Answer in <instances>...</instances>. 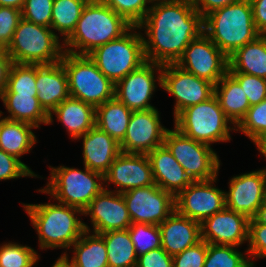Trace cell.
Masks as SVG:
<instances>
[{
	"label": "cell",
	"instance_id": "obj_28",
	"mask_svg": "<svg viewBox=\"0 0 266 267\" xmlns=\"http://www.w3.org/2000/svg\"><path fill=\"white\" fill-rule=\"evenodd\" d=\"M0 98L11 116L10 120L25 122L39 127V123L49 124V115L40 105L37 95L1 93Z\"/></svg>",
	"mask_w": 266,
	"mask_h": 267
},
{
	"label": "cell",
	"instance_id": "obj_53",
	"mask_svg": "<svg viewBox=\"0 0 266 267\" xmlns=\"http://www.w3.org/2000/svg\"><path fill=\"white\" fill-rule=\"evenodd\" d=\"M259 151L266 157V139L263 140L258 146ZM266 171V169H265Z\"/></svg>",
	"mask_w": 266,
	"mask_h": 267
},
{
	"label": "cell",
	"instance_id": "obj_32",
	"mask_svg": "<svg viewBox=\"0 0 266 267\" xmlns=\"http://www.w3.org/2000/svg\"><path fill=\"white\" fill-rule=\"evenodd\" d=\"M107 248L109 267H136L138 256L128 229L100 234Z\"/></svg>",
	"mask_w": 266,
	"mask_h": 267
},
{
	"label": "cell",
	"instance_id": "obj_40",
	"mask_svg": "<svg viewBox=\"0 0 266 267\" xmlns=\"http://www.w3.org/2000/svg\"><path fill=\"white\" fill-rule=\"evenodd\" d=\"M54 0H25L21 10L22 19L51 27V17Z\"/></svg>",
	"mask_w": 266,
	"mask_h": 267
},
{
	"label": "cell",
	"instance_id": "obj_43",
	"mask_svg": "<svg viewBox=\"0 0 266 267\" xmlns=\"http://www.w3.org/2000/svg\"><path fill=\"white\" fill-rule=\"evenodd\" d=\"M206 253L207 243L201 240L196 245L172 256L173 267H204Z\"/></svg>",
	"mask_w": 266,
	"mask_h": 267
},
{
	"label": "cell",
	"instance_id": "obj_55",
	"mask_svg": "<svg viewBox=\"0 0 266 267\" xmlns=\"http://www.w3.org/2000/svg\"><path fill=\"white\" fill-rule=\"evenodd\" d=\"M87 3H90V2H100L102 0H85Z\"/></svg>",
	"mask_w": 266,
	"mask_h": 267
},
{
	"label": "cell",
	"instance_id": "obj_50",
	"mask_svg": "<svg viewBox=\"0 0 266 267\" xmlns=\"http://www.w3.org/2000/svg\"><path fill=\"white\" fill-rule=\"evenodd\" d=\"M253 219L259 224L266 225V199L263 201L256 214L253 216Z\"/></svg>",
	"mask_w": 266,
	"mask_h": 267
},
{
	"label": "cell",
	"instance_id": "obj_26",
	"mask_svg": "<svg viewBox=\"0 0 266 267\" xmlns=\"http://www.w3.org/2000/svg\"><path fill=\"white\" fill-rule=\"evenodd\" d=\"M228 72L250 74L266 79V35H259L228 57Z\"/></svg>",
	"mask_w": 266,
	"mask_h": 267
},
{
	"label": "cell",
	"instance_id": "obj_35",
	"mask_svg": "<svg viewBox=\"0 0 266 267\" xmlns=\"http://www.w3.org/2000/svg\"><path fill=\"white\" fill-rule=\"evenodd\" d=\"M233 245H213L207 243L204 267H253V262L245 258Z\"/></svg>",
	"mask_w": 266,
	"mask_h": 267
},
{
	"label": "cell",
	"instance_id": "obj_41",
	"mask_svg": "<svg viewBox=\"0 0 266 267\" xmlns=\"http://www.w3.org/2000/svg\"><path fill=\"white\" fill-rule=\"evenodd\" d=\"M243 88L250 106L266 99V79L239 72H228Z\"/></svg>",
	"mask_w": 266,
	"mask_h": 267
},
{
	"label": "cell",
	"instance_id": "obj_29",
	"mask_svg": "<svg viewBox=\"0 0 266 267\" xmlns=\"http://www.w3.org/2000/svg\"><path fill=\"white\" fill-rule=\"evenodd\" d=\"M132 112L114 97L96 107L95 125L108 133L118 143H121L126 134Z\"/></svg>",
	"mask_w": 266,
	"mask_h": 267
},
{
	"label": "cell",
	"instance_id": "obj_8",
	"mask_svg": "<svg viewBox=\"0 0 266 267\" xmlns=\"http://www.w3.org/2000/svg\"><path fill=\"white\" fill-rule=\"evenodd\" d=\"M136 28L137 26H132L120 38L103 44L88 54L98 69L114 84L147 61L142 35L128 33Z\"/></svg>",
	"mask_w": 266,
	"mask_h": 267
},
{
	"label": "cell",
	"instance_id": "obj_18",
	"mask_svg": "<svg viewBox=\"0 0 266 267\" xmlns=\"http://www.w3.org/2000/svg\"><path fill=\"white\" fill-rule=\"evenodd\" d=\"M116 193L103 189L83 211L90 215L94 233L125 230L132 224L123 195Z\"/></svg>",
	"mask_w": 266,
	"mask_h": 267
},
{
	"label": "cell",
	"instance_id": "obj_3",
	"mask_svg": "<svg viewBox=\"0 0 266 267\" xmlns=\"http://www.w3.org/2000/svg\"><path fill=\"white\" fill-rule=\"evenodd\" d=\"M203 25L204 34L227 57L260 35L254 25L249 0H240L210 12L203 18Z\"/></svg>",
	"mask_w": 266,
	"mask_h": 267
},
{
	"label": "cell",
	"instance_id": "obj_11",
	"mask_svg": "<svg viewBox=\"0 0 266 267\" xmlns=\"http://www.w3.org/2000/svg\"><path fill=\"white\" fill-rule=\"evenodd\" d=\"M214 86L228 72V57L204 34L194 39L175 63Z\"/></svg>",
	"mask_w": 266,
	"mask_h": 267
},
{
	"label": "cell",
	"instance_id": "obj_48",
	"mask_svg": "<svg viewBox=\"0 0 266 267\" xmlns=\"http://www.w3.org/2000/svg\"><path fill=\"white\" fill-rule=\"evenodd\" d=\"M240 0H192L196 11L204 18L210 12Z\"/></svg>",
	"mask_w": 266,
	"mask_h": 267
},
{
	"label": "cell",
	"instance_id": "obj_37",
	"mask_svg": "<svg viewBox=\"0 0 266 267\" xmlns=\"http://www.w3.org/2000/svg\"><path fill=\"white\" fill-rule=\"evenodd\" d=\"M128 231L136 254L139 256L152 249L161 247V233L157 225L132 223Z\"/></svg>",
	"mask_w": 266,
	"mask_h": 267
},
{
	"label": "cell",
	"instance_id": "obj_45",
	"mask_svg": "<svg viewBox=\"0 0 266 267\" xmlns=\"http://www.w3.org/2000/svg\"><path fill=\"white\" fill-rule=\"evenodd\" d=\"M248 239L250 247L247 252L254 257H266V225L249 219Z\"/></svg>",
	"mask_w": 266,
	"mask_h": 267
},
{
	"label": "cell",
	"instance_id": "obj_9",
	"mask_svg": "<svg viewBox=\"0 0 266 267\" xmlns=\"http://www.w3.org/2000/svg\"><path fill=\"white\" fill-rule=\"evenodd\" d=\"M93 178L103 181L104 176L85 166V171L60 166L51 168V182L39 192L53 195L59 203L80 209L82 212L89 203L105 188Z\"/></svg>",
	"mask_w": 266,
	"mask_h": 267
},
{
	"label": "cell",
	"instance_id": "obj_30",
	"mask_svg": "<svg viewBox=\"0 0 266 267\" xmlns=\"http://www.w3.org/2000/svg\"><path fill=\"white\" fill-rule=\"evenodd\" d=\"M1 114L0 112V116ZM32 128L36 127L25 122L0 119V149L19 159L22 154L29 152L36 142Z\"/></svg>",
	"mask_w": 266,
	"mask_h": 267
},
{
	"label": "cell",
	"instance_id": "obj_20",
	"mask_svg": "<svg viewBox=\"0 0 266 267\" xmlns=\"http://www.w3.org/2000/svg\"><path fill=\"white\" fill-rule=\"evenodd\" d=\"M249 218L225 207L201 223V240L213 245L239 246L248 240Z\"/></svg>",
	"mask_w": 266,
	"mask_h": 267
},
{
	"label": "cell",
	"instance_id": "obj_1",
	"mask_svg": "<svg viewBox=\"0 0 266 267\" xmlns=\"http://www.w3.org/2000/svg\"><path fill=\"white\" fill-rule=\"evenodd\" d=\"M143 25L149 37V41L143 37L145 58L162 65L176 63L204 29L203 17L192 0L154 3L137 28Z\"/></svg>",
	"mask_w": 266,
	"mask_h": 267
},
{
	"label": "cell",
	"instance_id": "obj_31",
	"mask_svg": "<svg viewBox=\"0 0 266 267\" xmlns=\"http://www.w3.org/2000/svg\"><path fill=\"white\" fill-rule=\"evenodd\" d=\"M85 230L74 246L75 256L72 257L73 267H109L107 248L100 234L94 233L87 236ZM85 235V236H84Z\"/></svg>",
	"mask_w": 266,
	"mask_h": 267
},
{
	"label": "cell",
	"instance_id": "obj_38",
	"mask_svg": "<svg viewBox=\"0 0 266 267\" xmlns=\"http://www.w3.org/2000/svg\"><path fill=\"white\" fill-rule=\"evenodd\" d=\"M38 255L28 246L8 243L0 247V267H32Z\"/></svg>",
	"mask_w": 266,
	"mask_h": 267
},
{
	"label": "cell",
	"instance_id": "obj_17",
	"mask_svg": "<svg viewBox=\"0 0 266 267\" xmlns=\"http://www.w3.org/2000/svg\"><path fill=\"white\" fill-rule=\"evenodd\" d=\"M229 188L225 193V207L252 219L266 199V171L235 176Z\"/></svg>",
	"mask_w": 266,
	"mask_h": 267
},
{
	"label": "cell",
	"instance_id": "obj_51",
	"mask_svg": "<svg viewBox=\"0 0 266 267\" xmlns=\"http://www.w3.org/2000/svg\"><path fill=\"white\" fill-rule=\"evenodd\" d=\"M25 0H0V6L14 7L22 10Z\"/></svg>",
	"mask_w": 266,
	"mask_h": 267
},
{
	"label": "cell",
	"instance_id": "obj_2",
	"mask_svg": "<svg viewBox=\"0 0 266 267\" xmlns=\"http://www.w3.org/2000/svg\"><path fill=\"white\" fill-rule=\"evenodd\" d=\"M131 27V24L103 1L87 3L74 32L64 43V46L73 48L65 49V52L88 55L95 48L120 38ZM74 47L80 51L77 52Z\"/></svg>",
	"mask_w": 266,
	"mask_h": 267
},
{
	"label": "cell",
	"instance_id": "obj_12",
	"mask_svg": "<svg viewBox=\"0 0 266 267\" xmlns=\"http://www.w3.org/2000/svg\"><path fill=\"white\" fill-rule=\"evenodd\" d=\"M132 223L159 225L175 211V197L153 184L122 193Z\"/></svg>",
	"mask_w": 266,
	"mask_h": 267
},
{
	"label": "cell",
	"instance_id": "obj_7",
	"mask_svg": "<svg viewBox=\"0 0 266 267\" xmlns=\"http://www.w3.org/2000/svg\"><path fill=\"white\" fill-rule=\"evenodd\" d=\"M175 118V128L195 141L210 145L212 142L230 140L228 122L218 98L213 94L208 100L185 108Z\"/></svg>",
	"mask_w": 266,
	"mask_h": 267
},
{
	"label": "cell",
	"instance_id": "obj_14",
	"mask_svg": "<svg viewBox=\"0 0 266 267\" xmlns=\"http://www.w3.org/2000/svg\"><path fill=\"white\" fill-rule=\"evenodd\" d=\"M215 179L193 181L175 197V210L183 216L202 223L225 208V192L213 187Z\"/></svg>",
	"mask_w": 266,
	"mask_h": 267
},
{
	"label": "cell",
	"instance_id": "obj_49",
	"mask_svg": "<svg viewBox=\"0 0 266 267\" xmlns=\"http://www.w3.org/2000/svg\"><path fill=\"white\" fill-rule=\"evenodd\" d=\"M13 60L6 49L0 47V94L6 89Z\"/></svg>",
	"mask_w": 266,
	"mask_h": 267
},
{
	"label": "cell",
	"instance_id": "obj_4",
	"mask_svg": "<svg viewBox=\"0 0 266 267\" xmlns=\"http://www.w3.org/2000/svg\"><path fill=\"white\" fill-rule=\"evenodd\" d=\"M38 232L40 247L69 248L81 237L88 226L77 219L83 212L66 204H28L24 206Z\"/></svg>",
	"mask_w": 266,
	"mask_h": 267
},
{
	"label": "cell",
	"instance_id": "obj_34",
	"mask_svg": "<svg viewBox=\"0 0 266 267\" xmlns=\"http://www.w3.org/2000/svg\"><path fill=\"white\" fill-rule=\"evenodd\" d=\"M2 93L37 95L36 64L13 63L7 87Z\"/></svg>",
	"mask_w": 266,
	"mask_h": 267
},
{
	"label": "cell",
	"instance_id": "obj_25",
	"mask_svg": "<svg viewBox=\"0 0 266 267\" xmlns=\"http://www.w3.org/2000/svg\"><path fill=\"white\" fill-rule=\"evenodd\" d=\"M68 129L71 137L79 138L95 126L96 108L69 96L53 111Z\"/></svg>",
	"mask_w": 266,
	"mask_h": 267
},
{
	"label": "cell",
	"instance_id": "obj_27",
	"mask_svg": "<svg viewBox=\"0 0 266 267\" xmlns=\"http://www.w3.org/2000/svg\"><path fill=\"white\" fill-rule=\"evenodd\" d=\"M220 84L221 89H219ZM214 94L218 98L224 114L231 120L232 124L237 126L246 116L250 107L243 88L227 72L214 86Z\"/></svg>",
	"mask_w": 266,
	"mask_h": 267
},
{
	"label": "cell",
	"instance_id": "obj_52",
	"mask_svg": "<svg viewBox=\"0 0 266 267\" xmlns=\"http://www.w3.org/2000/svg\"><path fill=\"white\" fill-rule=\"evenodd\" d=\"M52 267H73V266L72 263L69 262L66 253H64V255H62Z\"/></svg>",
	"mask_w": 266,
	"mask_h": 267
},
{
	"label": "cell",
	"instance_id": "obj_44",
	"mask_svg": "<svg viewBox=\"0 0 266 267\" xmlns=\"http://www.w3.org/2000/svg\"><path fill=\"white\" fill-rule=\"evenodd\" d=\"M37 176L27 165L0 149V180Z\"/></svg>",
	"mask_w": 266,
	"mask_h": 267
},
{
	"label": "cell",
	"instance_id": "obj_19",
	"mask_svg": "<svg viewBox=\"0 0 266 267\" xmlns=\"http://www.w3.org/2000/svg\"><path fill=\"white\" fill-rule=\"evenodd\" d=\"M104 181L119 186L117 192L121 194L155 184L148 155L121 152L104 175Z\"/></svg>",
	"mask_w": 266,
	"mask_h": 267
},
{
	"label": "cell",
	"instance_id": "obj_47",
	"mask_svg": "<svg viewBox=\"0 0 266 267\" xmlns=\"http://www.w3.org/2000/svg\"><path fill=\"white\" fill-rule=\"evenodd\" d=\"M252 7L254 25L260 35H266V0H249Z\"/></svg>",
	"mask_w": 266,
	"mask_h": 267
},
{
	"label": "cell",
	"instance_id": "obj_54",
	"mask_svg": "<svg viewBox=\"0 0 266 267\" xmlns=\"http://www.w3.org/2000/svg\"><path fill=\"white\" fill-rule=\"evenodd\" d=\"M149 1H150L151 3H153L154 1H157V2H158V1H159V2H168V1H173V0H162V1H161V0H149ZM152 1H153V2H152Z\"/></svg>",
	"mask_w": 266,
	"mask_h": 267
},
{
	"label": "cell",
	"instance_id": "obj_15",
	"mask_svg": "<svg viewBox=\"0 0 266 267\" xmlns=\"http://www.w3.org/2000/svg\"><path fill=\"white\" fill-rule=\"evenodd\" d=\"M159 113L153 108L133 111L120 149L123 153L148 154L164 144V128L159 121Z\"/></svg>",
	"mask_w": 266,
	"mask_h": 267
},
{
	"label": "cell",
	"instance_id": "obj_42",
	"mask_svg": "<svg viewBox=\"0 0 266 267\" xmlns=\"http://www.w3.org/2000/svg\"><path fill=\"white\" fill-rule=\"evenodd\" d=\"M22 19L21 10L0 6V47L6 49L12 41L14 31Z\"/></svg>",
	"mask_w": 266,
	"mask_h": 267
},
{
	"label": "cell",
	"instance_id": "obj_21",
	"mask_svg": "<svg viewBox=\"0 0 266 267\" xmlns=\"http://www.w3.org/2000/svg\"><path fill=\"white\" fill-rule=\"evenodd\" d=\"M37 99L49 115L52 123V111L69 95L68 78L61 62L50 65L36 64Z\"/></svg>",
	"mask_w": 266,
	"mask_h": 267
},
{
	"label": "cell",
	"instance_id": "obj_5",
	"mask_svg": "<svg viewBox=\"0 0 266 267\" xmlns=\"http://www.w3.org/2000/svg\"><path fill=\"white\" fill-rule=\"evenodd\" d=\"M49 27L21 19L6 48L14 63L50 65L61 61L65 51Z\"/></svg>",
	"mask_w": 266,
	"mask_h": 267
},
{
	"label": "cell",
	"instance_id": "obj_10",
	"mask_svg": "<svg viewBox=\"0 0 266 267\" xmlns=\"http://www.w3.org/2000/svg\"><path fill=\"white\" fill-rule=\"evenodd\" d=\"M164 145L192 181H207L217 177L220 161L210 145L195 141L176 128L167 130Z\"/></svg>",
	"mask_w": 266,
	"mask_h": 267
},
{
	"label": "cell",
	"instance_id": "obj_36",
	"mask_svg": "<svg viewBox=\"0 0 266 267\" xmlns=\"http://www.w3.org/2000/svg\"><path fill=\"white\" fill-rule=\"evenodd\" d=\"M255 145L266 139V99L249 107L246 116L237 125Z\"/></svg>",
	"mask_w": 266,
	"mask_h": 267
},
{
	"label": "cell",
	"instance_id": "obj_22",
	"mask_svg": "<svg viewBox=\"0 0 266 267\" xmlns=\"http://www.w3.org/2000/svg\"><path fill=\"white\" fill-rule=\"evenodd\" d=\"M158 226L161 247L171 256L201 241V223L181 215L176 210Z\"/></svg>",
	"mask_w": 266,
	"mask_h": 267
},
{
	"label": "cell",
	"instance_id": "obj_24",
	"mask_svg": "<svg viewBox=\"0 0 266 267\" xmlns=\"http://www.w3.org/2000/svg\"><path fill=\"white\" fill-rule=\"evenodd\" d=\"M82 137L84 166L104 176L121 153L120 143L96 125Z\"/></svg>",
	"mask_w": 266,
	"mask_h": 267
},
{
	"label": "cell",
	"instance_id": "obj_16",
	"mask_svg": "<svg viewBox=\"0 0 266 267\" xmlns=\"http://www.w3.org/2000/svg\"><path fill=\"white\" fill-rule=\"evenodd\" d=\"M162 64L146 61L115 84V97L131 111H146L155 107L148 103L155 89L154 70Z\"/></svg>",
	"mask_w": 266,
	"mask_h": 267
},
{
	"label": "cell",
	"instance_id": "obj_33",
	"mask_svg": "<svg viewBox=\"0 0 266 267\" xmlns=\"http://www.w3.org/2000/svg\"><path fill=\"white\" fill-rule=\"evenodd\" d=\"M87 2L85 0H54L51 29H56L66 41L74 32Z\"/></svg>",
	"mask_w": 266,
	"mask_h": 267
},
{
	"label": "cell",
	"instance_id": "obj_13",
	"mask_svg": "<svg viewBox=\"0 0 266 267\" xmlns=\"http://www.w3.org/2000/svg\"><path fill=\"white\" fill-rule=\"evenodd\" d=\"M158 80L160 86L176 98L175 116L185 108L208 100L214 94L212 83L183 70L175 63L164 64Z\"/></svg>",
	"mask_w": 266,
	"mask_h": 267
},
{
	"label": "cell",
	"instance_id": "obj_46",
	"mask_svg": "<svg viewBox=\"0 0 266 267\" xmlns=\"http://www.w3.org/2000/svg\"><path fill=\"white\" fill-rule=\"evenodd\" d=\"M136 267H173V258L159 247L138 256Z\"/></svg>",
	"mask_w": 266,
	"mask_h": 267
},
{
	"label": "cell",
	"instance_id": "obj_39",
	"mask_svg": "<svg viewBox=\"0 0 266 267\" xmlns=\"http://www.w3.org/2000/svg\"><path fill=\"white\" fill-rule=\"evenodd\" d=\"M106 5L122 16L132 26L139 24L146 17L150 7L149 0H102Z\"/></svg>",
	"mask_w": 266,
	"mask_h": 267
},
{
	"label": "cell",
	"instance_id": "obj_23",
	"mask_svg": "<svg viewBox=\"0 0 266 267\" xmlns=\"http://www.w3.org/2000/svg\"><path fill=\"white\" fill-rule=\"evenodd\" d=\"M147 155L155 184L174 197L193 182L164 144Z\"/></svg>",
	"mask_w": 266,
	"mask_h": 267
},
{
	"label": "cell",
	"instance_id": "obj_6",
	"mask_svg": "<svg viewBox=\"0 0 266 267\" xmlns=\"http://www.w3.org/2000/svg\"><path fill=\"white\" fill-rule=\"evenodd\" d=\"M60 62L67 74L71 97L95 108L115 97V84L98 69L88 55L64 52Z\"/></svg>",
	"mask_w": 266,
	"mask_h": 267
}]
</instances>
